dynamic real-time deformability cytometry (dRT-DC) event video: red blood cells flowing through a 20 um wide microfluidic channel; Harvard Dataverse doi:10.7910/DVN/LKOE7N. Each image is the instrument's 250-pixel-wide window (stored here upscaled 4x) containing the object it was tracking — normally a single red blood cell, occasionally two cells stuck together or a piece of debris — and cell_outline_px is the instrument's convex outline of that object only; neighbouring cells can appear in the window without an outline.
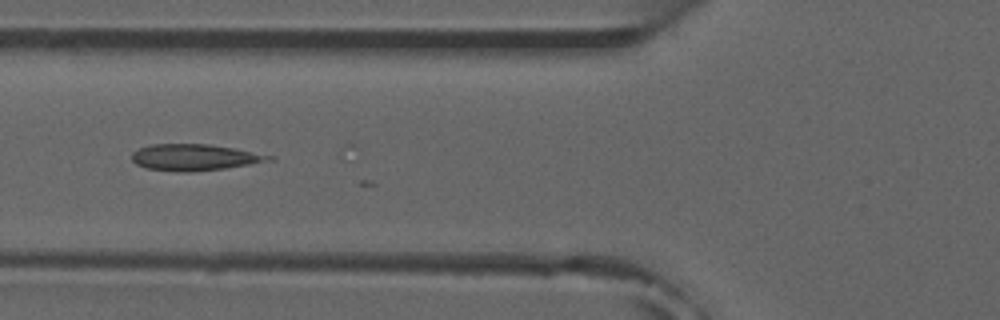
{"species": "common noctule bat (a hibernating species)", "species_latin": "Nyctalus noctula", "temperature_condition": "room temperature", "stored_images_in_passage": 5, "camera_frame_rate_fps": 3000, "um_per_image_px": 0.085, "animal": {"sex": "male", "forearm_length_mm": 52.5}, "frame": {"image": 1, "passage_image": 5, "time_ms": 5.333, "image_size_px": [1000, 320], "cell_outline_px": [[276, 160], [224, 168], [192, 172], [176, 172], [148, 168], [136, 164], [132, 160], [132, 152], [140, 148], [152, 144], [208, 144], [236, 148], [276, 156]], "centroid_in_image_um": [16.59, 13.37], "position_along_channel_um": 109.2, "area_um2": 21.21}}